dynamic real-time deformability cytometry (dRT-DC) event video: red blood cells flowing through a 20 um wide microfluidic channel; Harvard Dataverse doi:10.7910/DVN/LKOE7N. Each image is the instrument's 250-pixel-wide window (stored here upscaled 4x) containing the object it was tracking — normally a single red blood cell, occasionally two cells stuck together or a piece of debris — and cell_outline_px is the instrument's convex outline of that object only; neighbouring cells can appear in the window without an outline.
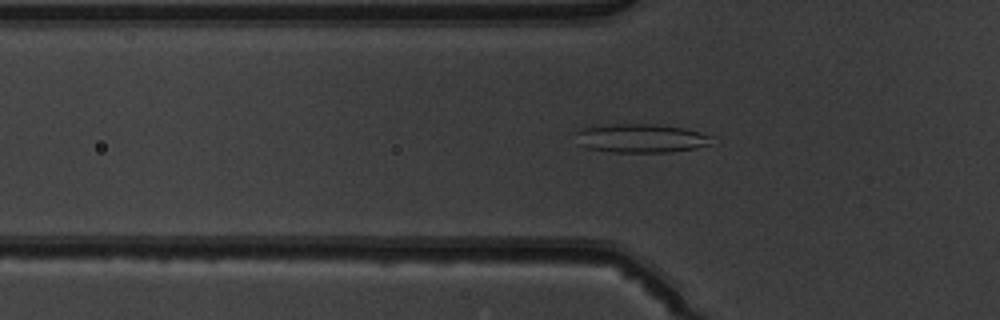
{"species": "common noctule bat (a hibernating species)", "species_latin": "Nyctalus noctula", "temperature_condition": "warm", "stored_images_in_passage": 41, "camera_frame_rate_fps": 3000, "um_per_image_px": 0.085, "animal": {"sex": "male", "body_mass_g": 19.5, "forearm_length_mm": 54.6}, "frame": {"image": 1, "passage_image": 7, "time_ms": 2.0, "image_size_px": [1000, 320], "cell_outline_px": [[716, 136], [708, 144], [696, 148], [672, 152], [612, 152], [588, 148], [576, 144], [572, 132], [580, 128], [608, 124], [656, 124], [684, 128]], "centroid_in_image_um": [54.41, 11.74], "position_along_channel_um": 71.4, "area_um2": 23.29}}
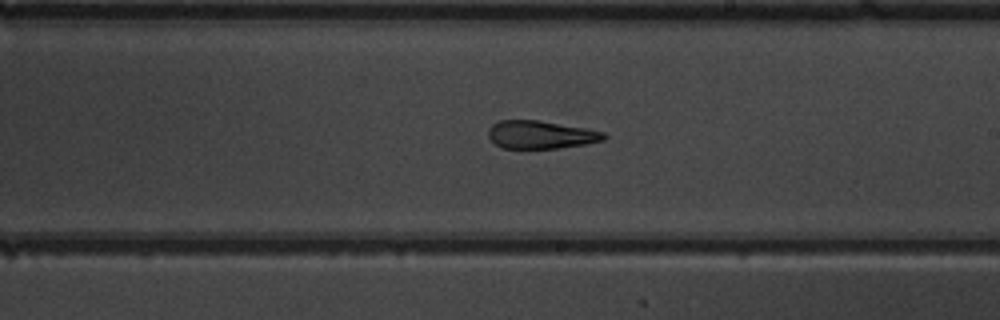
{"frame": {"image": 2, "passage_image": 20, "time_ms": 6.333, "image_size_px": [1000, 320], "cell_outline_px": [[608, 136], [604, 140], [588, 144], [560, 148], [504, 148], [496, 144], [488, 136], [488, 128], [492, 124], [500, 120], [536, 120], [588, 128], [604, 132]], "centroid_in_image_um": [46.0, 11.45], "position_along_channel_um": 243.0, "area_um2": 18.96}}
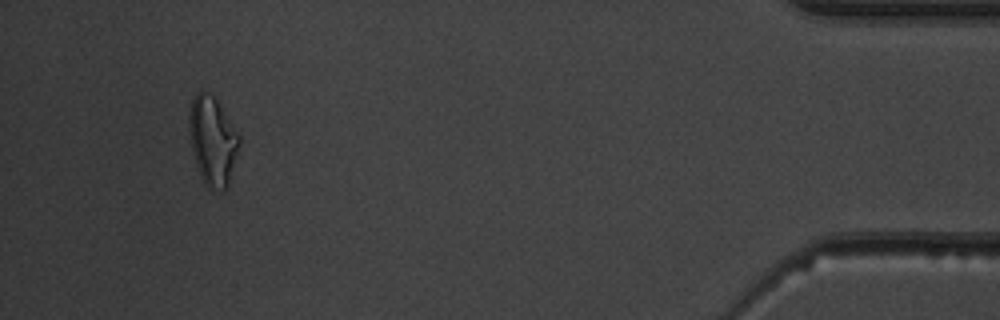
{"frame": {"image": 3, "passage_image": 38, "time_ms": 12.333, "image_size_px": [1000, 320], "cell_outline_px": [[240, 144], [228, 184], [224, 192], [208, 188], [200, 176], [196, 164], [192, 148], [188, 128], [188, 116], [192, 100], [196, 92], [200, 88], [204, 88], [216, 96], [240, 136]], "centroid_in_image_um": [18.06, 11.89], "position_along_channel_um": 417.1, "area_um2": 26.41}, "authors_computed_cell_mechanics": {"area_um2": 20.9236, "velocity_mm_per_s": 3.9667, "shape_relaxation_time_tau1_ms": null, "shape_relaxation_time_tau2_ms": 3.0116, "deformation_change_tau1": null, "deformation_change_tau2": 0.1271}}